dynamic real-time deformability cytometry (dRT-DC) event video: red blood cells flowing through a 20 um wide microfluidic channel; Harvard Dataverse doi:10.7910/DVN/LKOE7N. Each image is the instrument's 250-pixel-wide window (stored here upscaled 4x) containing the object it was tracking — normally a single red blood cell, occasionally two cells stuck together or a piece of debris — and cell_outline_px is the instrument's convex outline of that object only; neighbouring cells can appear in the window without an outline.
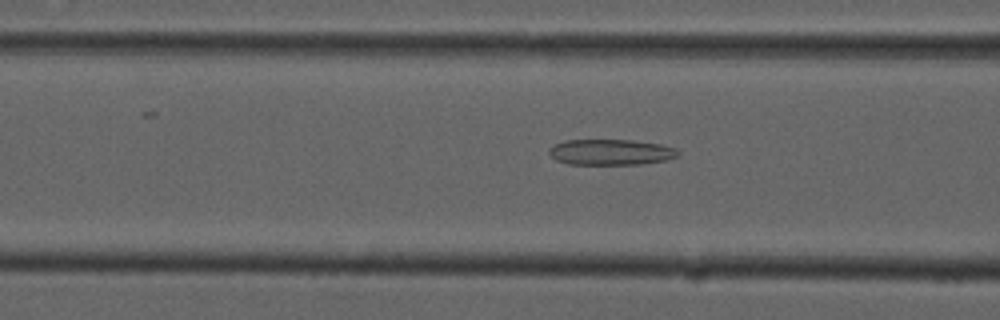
{"species": "common noctule bat (a hibernating species)", "species_latin": "Nyctalus noctula", "temperature_condition": "cold", "stored_images_in_passage": 54, "camera_frame_rate_fps": 3000, "um_per_image_px": 0.085, "animal": {"sex": "male", "forearm_length_mm": 52.5}, "frame": {"image": 1, "passage_image": 21, "time_ms": 6.667, "image_size_px": [1000, 320], "cell_outline_px": [[680, 152], [676, 156], [664, 160], [640, 164], [568, 164], [556, 160], [548, 152], [548, 148], [564, 140], [632, 140], [660, 144], [676, 148]], "centroid_in_image_um": [51.89, 12.92], "position_along_channel_um": 114.7, "area_um2": 19.25}}
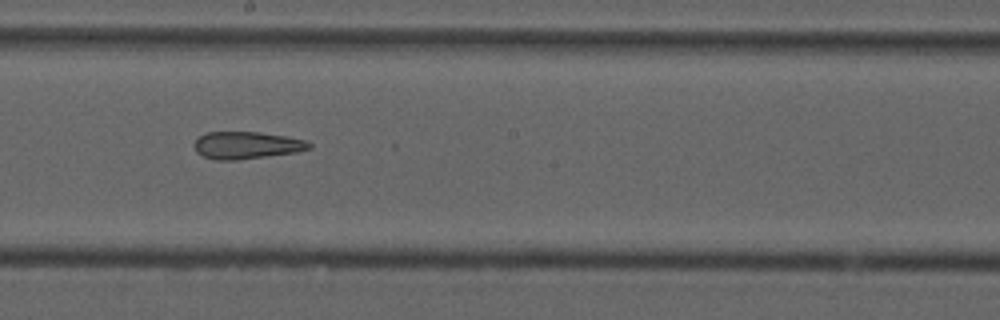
{"frame": {"image": 2, "passage_image": 30, "time_ms": 9.667, "image_size_px": [1000, 320], "cell_outline_px": [[312, 148], [296, 152], [236, 160], [216, 160], [204, 156], [196, 152], [192, 144], [200, 136], [208, 132], [260, 132], [284, 136], [304, 140], [312, 144]], "centroid_in_image_um": [20.94, 12.35], "position_along_channel_um": 227.3, "area_um2": 18.15}}
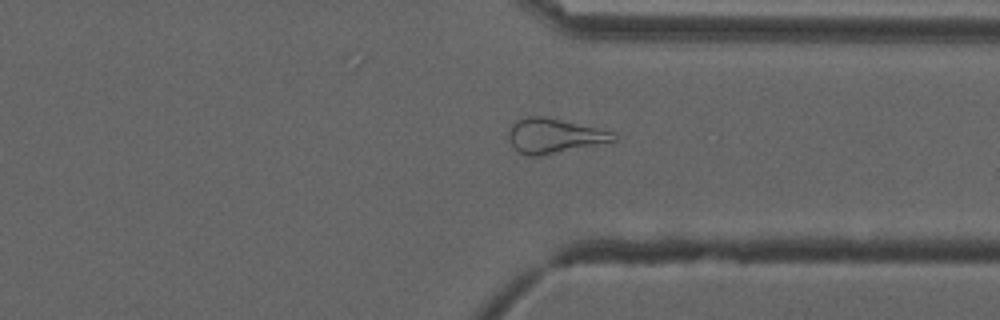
{"frame": {"image": 3, "passage_image": 41, "time_ms": 13.333, "image_size_px": [1000, 320], "cell_outline_px": [[616, 140], [536, 156], [528, 156], [520, 152], [508, 140], [508, 128], [516, 120], [528, 116], [544, 116], [616, 132]], "centroid_in_image_um": [47.06, 11.52], "position_along_channel_um": 364.3, "area_um2": 20.81}, "authors_computed_cell_mechanics": {"area_um2": 22.9755, "velocity_mm_per_s": 3.7439, "shape_relaxation_time_tau1_ms": null, "shape_relaxation_time_tau2_ms": 4.6742, "deformation_change_tau1": null, "deformation_change_tau2": 0.1436}}